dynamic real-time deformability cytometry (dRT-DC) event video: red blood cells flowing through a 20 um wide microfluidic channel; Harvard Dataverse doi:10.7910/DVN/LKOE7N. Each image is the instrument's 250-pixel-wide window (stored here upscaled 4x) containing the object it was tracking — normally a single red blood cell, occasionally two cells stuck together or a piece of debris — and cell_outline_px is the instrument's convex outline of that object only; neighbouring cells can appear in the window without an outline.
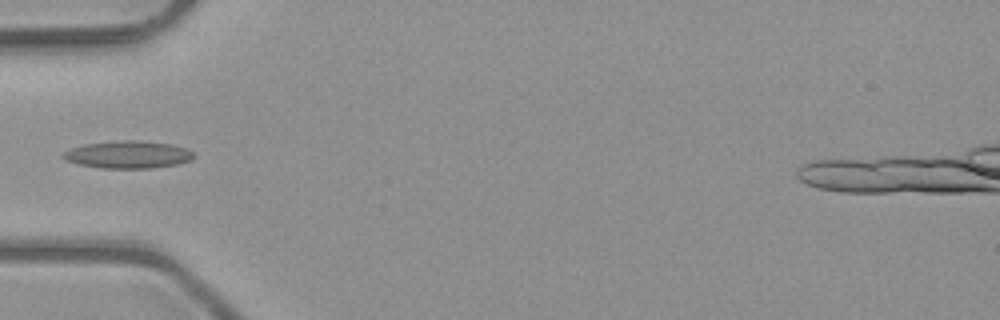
{"species": "common noctule bat (a hibernating species)", "species_latin": "Nyctalus noctula", "temperature_condition": "room temperature", "stored_images_in_passage": 3, "camera_frame_rate_fps": 3000, "um_per_image_px": 0.085, "animal": {"sex": "male", "body_mass_g": 23.1, "forearm_length_mm": 52.7}, "frame": {"image": 1, "passage_image": 2, "time_ms": 0.333, "image_size_px": [1000, 320], "cell_outline_px": [[196, 156], [192, 160], [176, 164], [152, 168], [100, 168], [80, 164], [64, 160], [60, 156], [64, 152], [72, 148], [84, 144], [120, 140], [140, 140], [172, 144], [188, 148]], "centroid_in_image_um": [10.9, 13.13], "position_along_channel_um": 74.1, "area_um2": 21.04}}
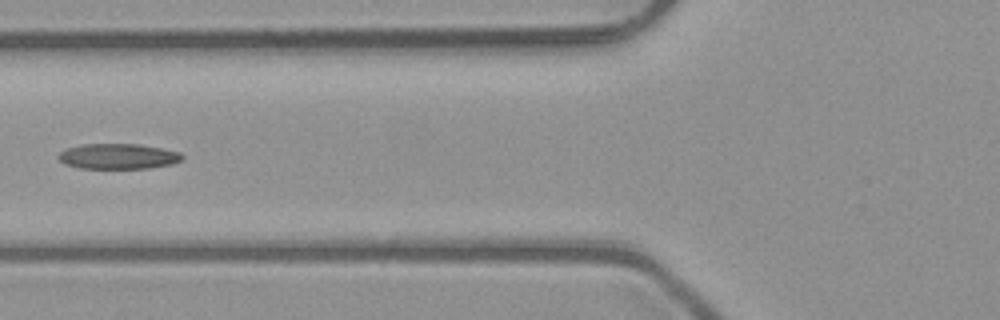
{"frame": {"image": 2, "passage_image": 3, "time_ms": 0.667, "image_size_px": [1000, 320], "cell_outline_px": [[184, 156], [180, 160], [172, 164], [148, 168], [80, 168], [64, 164], [56, 156], [64, 148], [84, 144], [140, 144], [180, 152]], "centroid_in_image_um": [10.0, 13.28], "position_along_channel_um": 115.8, "area_um2": 18.32}}